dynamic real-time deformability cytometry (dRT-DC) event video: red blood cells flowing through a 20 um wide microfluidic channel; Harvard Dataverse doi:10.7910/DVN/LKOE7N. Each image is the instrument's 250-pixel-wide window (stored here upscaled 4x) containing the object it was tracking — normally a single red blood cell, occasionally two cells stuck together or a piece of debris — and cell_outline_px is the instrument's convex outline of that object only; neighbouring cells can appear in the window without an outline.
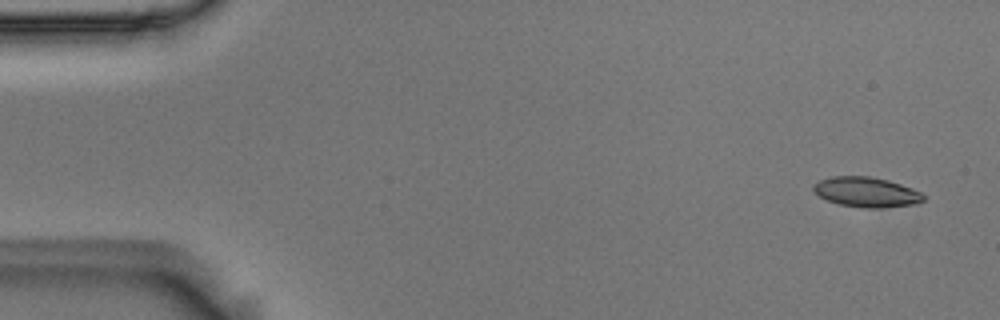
{"species": "Egyptian fruit bat (a non-hibernating species)", "species_latin": "Rousettus aegyptiacus", "temperature_condition": "room temperature", "stored_images_in_passage": 3, "camera_frame_rate_fps": 3000, "um_per_image_px": 0.085, "animal": {"sex": "male"}, "frame": {"image": 1, "passage_image": 1, "time_ms": 0.0, "image_size_px": [1000, 320], "cell_outline_px": [[924, 200], [916, 204], [880, 208], [864, 208], [840, 204], [828, 200], [820, 196], [812, 188], [812, 184], [820, 180], [832, 176], [868, 176], [888, 180], [912, 188], [920, 192], [924, 196]], "centroid_in_image_um": [73.65, 16.32], "position_along_channel_um": 11.4, "area_um2": 19.13}}